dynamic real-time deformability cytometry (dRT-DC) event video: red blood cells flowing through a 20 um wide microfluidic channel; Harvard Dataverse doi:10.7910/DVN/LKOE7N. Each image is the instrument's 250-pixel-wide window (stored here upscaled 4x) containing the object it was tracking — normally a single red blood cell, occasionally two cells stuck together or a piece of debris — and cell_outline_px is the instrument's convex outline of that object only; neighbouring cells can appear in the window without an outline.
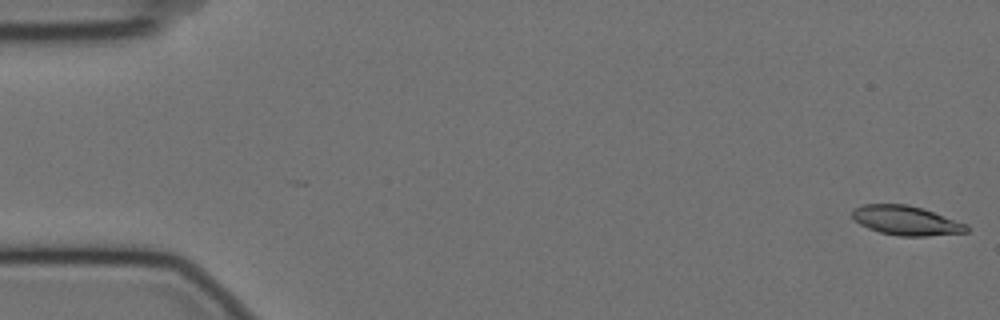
{"species": "Egyptian fruit bat (a non-hibernating species)", "species_latin": "Rousettus aegyptiacus", "temperature_condition": "cold", "stored_images_in_passage": 58, "segment_of_instrument_passage": [1, 2], "camera_frame_rate_fps": 3000, "um_per_image_px": 0.085, "animal": {"sex": "female"}, "frame": {"image": 1, "passage_image": 1, "time_ms": 0.0, "image_size_px": [1000, 320], "cell_outline_px": [[968, 232], [928, 236], [900, 236], [880, 232], [868, 228], [860, 224], [852, 216], [852, 208], [864, 204], [908, 204], [968, 224]], "centroid_in_image_um": [77.01, 18.74], "position_along_channel_um": 8.0, "area_um2": 19.42}}
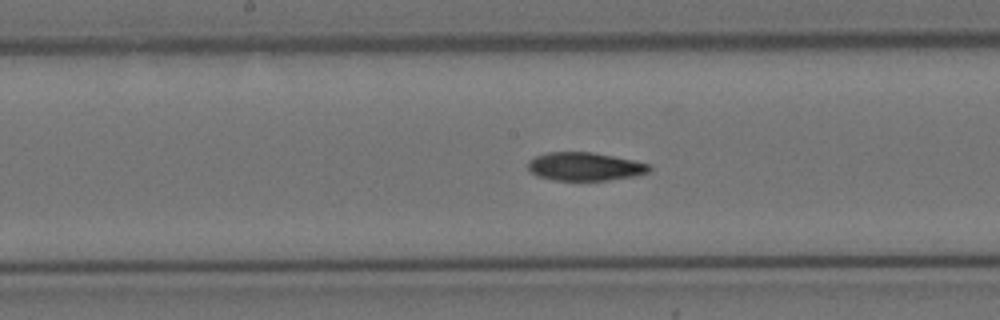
{"frame": {"image": 2, "passage_image": 29, "time_ms": 9.333, "image_size_px": [1000, 320], "cell_outline_px": [[652, 172], [636, 176], [608, 180], [552, 180], [536, 176], [528, 168], [528, 160], [536, 156], [548, 152], [592, 152], [632, 160], [648, 164], [652, 168]], "centroid_in_image_um": [49.72, 14.16], "position_along_channel_um": 198.5, "area_um2": 20.06}}
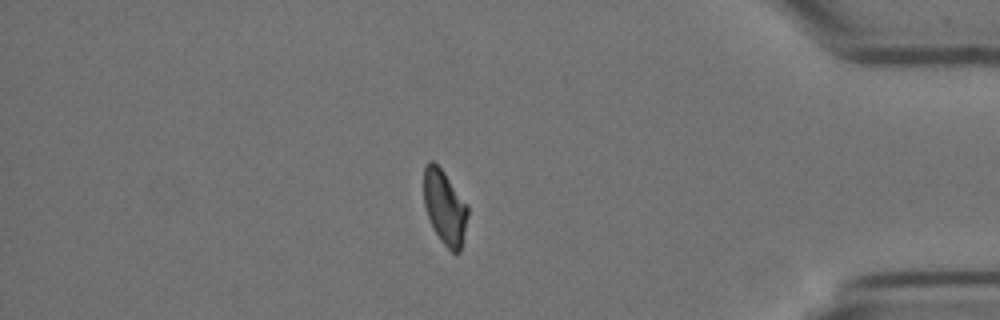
{"frame": {"image": 3, "passage_image": 49, "time_ms": 16.0, "image_size_px": [1000, 320], "cell_outline_px": [[468, 216], [460, 252], [456, 256], [440, 240], [432, 228], [424, 204], [424, 168], [428, 160], [432, 160], [440, 168], [468, 204]], "centroid_in_image_um": [37.81, 17.65], "position_along_channel_um": 397.4, "area_um2": 19.07}}